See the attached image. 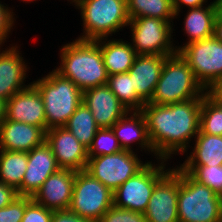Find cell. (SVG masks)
Listing matches in <instances>:
<instances>
[{"label": "cell", "mask_w": 222, "mask_h": 222, "mask_svg": "<svg viewBox=\"0 0 222 222\" xmlns=\"http://www.w3.org/2000/svg\"><path fill=\"white\" fill-rule=\"evenodd\" d=\"M59 50L61 62L54 69L76 84L82 92L107 84L109 75L96 40L74 39L63 44Z\"/></svg>", "instance_id": "cell-2"}, {"label": "cell", "mask_w": 222, "mask_h": 222, "mask_svg": "<svg viewBox=\"0 0 222 222\" xmlns=\"http://www.w3.org/2000/svg\"><path fill=\"white\" fill-rule=\"evenodd\" d=\"M30 196H18L9 205L0 209V222H21Z\"/></svg>", "instance_id": "cell-32"}, {"label": "cell", "mask_w": 222, "mask_h": 222, "mask_svg": "<svg viewBox=\"0 0 222 222\" xmlns=\"http://www.w3.org/2000/svg\"><path fill=\"white\" fill-rule=\"evenodd\" d=\"M203 96L179 103L156 105L145 103L142 113L147 122L149 141L155 154L163 160L183 155L199 133Z\"/></svg>", "instance_id": "cell-1"}, {"label": "cell", "mask_w": 222, "mask_h": 222, "mask_svg": "<svg viewBox=\"0 0 222 222\" xmlns=\"http://www.w3.org/2000/svg\"><path fill=\"white\" fill-rule=\"evenodd\" d=\"M192 148L185 152V161L177 166H220L222 165V136L204 134L199 131ZM195 144V145H194Z\"/></svg>", "instance_id": "cell-23"}, {"label": "cell", "mask_w": 222, "mask_h": 222, "mask_svg": "<svg viewBox=\"0 0 222 222\" xmlns=\"http://www.w3.org/2000/svg\"><path fill=\"white\" fill-rule=\"evenodd\" d=\"M207 91L194 77L189 63L177 52L165 59L149 103L167 105L202 97Z\"/></svg>", "instance_id": "cell-5"}, {"label": "cell", "mask_w": 222, "mask_h": 222, "mask_svg": "<svg viewBox=\"0 0 222 222\" xmlns=\"http://www.w3.org/2000/svg\"><path fill=\"white\" fill-rule=\"evenodd\" d=\"M173 20H161L153 17L130 19V44L136 55L171 56L177 53ZM173 34V35H172ZM175 40V41H174Z\"/></svg>", "instance_id": "cell-7"}, {"label": "cell", "mask_w": 222, "mask_h": 222, "mask_svg": "<svg viewBox=\"0 0 222 222\" xmlns=\"http://www.w3.org/2000/svg\"><path fill=\"white\" fill-rule=\"evenodd\" d=\"M53 211L33 199L27 204L21 222H51Z\"/></svg>", "instance_id": "cell-35"}, {"label": "cell", "mask_w": 222, "mask_h": 222, "mask_svg": "<svg viewBox=\"0 0 222 222\" xmlns=\"http://www.w3.org/2000/svg\"><path fill=\"white\" fill-rule=\"evenodd\" d=\"M3 3L4 1H0V47L5 46L4 44L11 36L10 33L13 32L12 29L13 27L15 28V22L17 20L13 8Z\"/></svg>", "instance_id": "cell-34"}, {"label": "cell", "mask_w": 222, "mask_h": 222, "mask_svg": "<svg viewBox=\"0 0 222 222\" xmlns=\"http://www.w3.org/2000/svg\"><path fill=\"white\" fill-rule=\"evenodd\" d=\"M51 222H93L90 219L80 217L70 210L53 211Z\"/></svg>", "instance_id": "cell-36"}, {"label": "cell", "mask_w": 222, "mask_h": 222, "mask_svg": "<svg viewBox=\"0 0 222 222\" xmlns=\"http://www.w3.org/2000/svg\"><path fill=\"white\" fill-rule=\"evenodd\" d=\"M16 197L18 194L13 187L0 182V209L9 205Z\"/></svg>", "instance_id": "cell-38"}, {"label": "cell", "mask_w": 222, "mask_h": 222, "mask_svg": "<svg viewBox=\"0 0 222 222\" xmlns=\"http://www.w3.org/2000/svg\"><path fill=\"white\" fill-rule=\"evenodd\" d=\"M113 206V192L85 170L76 171L73 193L68 210L98 222Z\"/></svg>", "instance_id": "cell-9"}, {"label": "cell", "mask_w": 222, "mask_h": 222, "mask_svg": "<svg viewBox=\"0 0 222 222\" xmlns=\"http://www.w3.org/2000/svg\"><path fill=\"white\" fill-rule=\"evenodd\" d=\"M179 167H173L156 183L144 216L147 222H179Z\"/></svg>", "instance_id": "cell-12"}, {"label": "cell", "mask_w": 222, "mask_h": 222, "mask_svg": "<svg viewBox=\"0 0 222 222\" xmlns=\"http://www.w3.org/2000/svg\"><path fill=\"white\" fill-rule=\"evenodd\" d=\"M183 18L184 21L182 30L184 35L187 36L186 41L181 45H176L177 52L186 44L201 41L214 35V20L216 17V7L214 1L208 5L188 8Z\"/></svg>", "instance_id": "cell-22"}, {"label": "cell", "mask_w": 222, "mask_h": 222, "mask_svg": "<svg viewBox=\"0 0 222 222\" xmlns=\"http://www.w3.org/2000/svg\"><path fill=\"white\" fill-rule=\"evenodd\" d=\"M178 53L206 91L222 79V42L214 36L184 45Z\"/></svg>", "instance_id": "cell-11"}, {"label": "cell", "mask_w": 222, "mask_h": 222, "mask_svg": "<svg viewBox=\"0 0 222 222\" xmlns=\"http://www.w3.org/2000/svg\"><path fill=\"white\" fill-rule=\"evenodd\" d=\"M101 49L103 62L108 75L126 73L131 68L135 57V50L129 41L120 39L101 38L96 40Z\"/></svg>", "instance_id": "cell-24"}, {"label": "cell", "mask_w": 222, "mask_h": 222, "mask_svg": "<svg viewBox=\"0 0 222 222\" xmlns=\"http://www.w3.org/2000/svg\"><path fill=\"white\" fill-rule=\"evenodd\" d=\"M6 116V101L0 98V124Z\"/></svg>", "instance_id": "cell-41"}, {"label": "cell", "mask_w": 222, "mask_h": 222, "mask_svg": "<svg viewBox=\"0 0 222 222\" xmlns=\"http://www.w3.org/2000/svg\"><path fill=\"white\" fill-rule=\"evenodd\" d=\"M74 7L79 10L83 24V33L76 39L112 38L130 22L126 0H80Z\"/></svg>", "instance_id": "cell-4"}, {"label": "cell", "mask_w": 222, "mask_h": 222, "mask_svg": "<svg viewBox=\"0 0 222 222\" xmlns=\"http://www.w3.org/2000/svg\"><path fill=\"white\" fill-rule=\"evenodd\" d=\"M219 101L222 102V79L219 80L209 91Z\"/></svg>", "instance_id": "cell-40"}, {"label": "cell", "mask_w": 222, "mask_h": 222, "mask_svg": "<svg viewBox=\"0 0 222 222\" xmlns=\"http://www.w3.org/2000/svg\"><path fill=\"white\" fill-rule=\"evenodd\" d=\"M5 119L40 127L46 133L44 103L39 91L32 84L6 101Z\"/></svg>", "instance_id": "cell-15"}, {"label": "cell", "mask_w": 222, "mask_h": 222, "mask_svg": "<svg viewBox=\"0 0 222 222\" xmlns=\"http://www.w3.org/2000/svg\"><path fill=\"white\" fill-rule=\"evenodd\" d=\"M158 163V164H157ZM168 160L157 159L127 179L113 192V205L144 213L156 183L172 168Z\"/></svg>", "instance_id": "cell-8"}, {"label": "cell", "mask_w": 222, "mask_h": 222, "mask_svg": "<svg viewBox=\"0 0 222 222\" xmlns=\"http://www.w3.org/2000/svg\"><path fill=\"white\" fill-rule=\"evenodd\" d=\"M80 0H67V2H70L73 6H75Z\"/></svg>", "instance_id": "cell-43"}, {"label": "cell", "mask_w": 222, "mask_h": 222, "mask_svg": "<svg viewBox=\"0 0 222 222\" xmlns=\"http://www.w3.org/2000/svg\"><path fill=\"white\" fill-rule=\"evenodd\" d=\"M199 131L204 134L222 136V102L209 91L203 95Z\"/></svg>", "instance_id": "cell-29"}, {"label": "cell", "mask_w": 222, "mask_h": 222, "mask_svg": "<svg viewBox=\"0 0 222 222\" xmlns=\"http://www.w3.org/2000/svg\"><path fill=\"white\" fill-rule=\"evenodd\" d=\"M122 148L111 128H99L88 148V157L110 155L121 151Z\"/></svg>", "instance_id": "cell-31"}, {"label": "cell", "mask_w": 222, "mask_h": 222, "mask_svg": "<svg viewBox=\"0 0 222 222\" xmlns=\"http://www.w3.org/2000/svg\"><path fill=\"white\" fill-rule=\"evenodd\" d=\"M179 222H222V196L179 168Z\"/></svg>", "instance_id": "cell-6"}, {"label": "cell", "mask_w": 222, "mask_h": 222, "mask_svg": "<svg viewBox=\"0 0 222 222\" xmlns=\"http://www.w3.org/2000/svg\"><path fill=\"white\" fill-rule=\"evenodd\" d=\"M98 222H147L142 212L112 206Z\"/></svg>", "instance_id": "cell-33"}, {"label": "cell", "mask_w": 222, "mask_h": 222, "mask_svg": "<svg viewBox=\"0 0 222 222\" xmlns=\"http://www.w3.org/2000/svg\"><path fill=\"white\" fill-rule=\"evenodd\" d=\"M15 44L8 47L6 45V48L0 47V98L5 101L31 84H25L30 67L20 51L19 44Z\"/></svg>", "instance_id": "cell-14"}, {"label": "cell", "mask_w": 222, "mask_h": 222, "mask_svg": "<svg viewBox=\"0 0 222 222\" xmlns=\"http://www.w3.org/2000/svg\"><path fill=\"white\" fill-rule=\"evenodd\" d=\"M28 152L0 149V182L17 190L27 169Z\"/></svg>", "instance_id": "cell-25"}, {"label": "cell", "mask_w": 222, "mask_h": 222, "mask_svg": "<svg viewBox=\"0 0 222 222\" xmlns=\"http://www.w3.org/2000/svg\"><path fill=\"white\" fill-rule=\"evenodd\" d=\"M83 103L92 112L99 128H111L129 111L107 85L85 90Z\"/></svg>", "instance_id": "cell-19"}, {"label": "cell", "mask_w": 222, "mask_h": 222, "mask_svg": "<svg viewBox=\"0 0 222 222\" xmlns=\"http://www.w3.org/2000/svg\"><path fill=\"white\" fill-rule=\"evenodd\" d=\"M138 154L121 150L110 155L88 157L85 171L114 192L149 163L148 160H141Z\"/></svg>", "instance_id": "cell-10"}, {"label": "cell", "mask_w": 222, "mask_h": 222, "mask_svg": "<svg viewBox=\"0 0 222 222\" xmlns=\"http://www.w3.org/2000/svg\"><path fill=\"white\" fill-rule=\"evenodd\" d=\"M129 19L153 17L161 20H173L175 11L173 0H126Z\"/></svg>", "instance_id": "cell-27"}, {"label": "cell", "mask_w": 222, "mask_h": 222, "mask_svg": "<svg viewBox=\"0 0 222 222\" xmlns=\"http://www.w3.org/2000/svg\"><path fill=\"white\" fill-rule=\"evenodd\" d=\"M45 134L40 127L4 119L0 124V149L29 152L45 141Z\"/></svg>", "instance_id": "cell-21"}, {"label": "cell", "mask_w": 222, "mask_h": 222, "mask_svg": "<svg viewBox=\"0 0 222 222\" xmlns=\"http://www.w3.org/2000/svg\"><path fill=\"white\" fill-rule=\"evenodd\" d=\"M216 7V14L222 17V0H213Z\"/></svg>", "instance_id": "cell-42"}, {"label": "cell", "mask_w": 222, "mask_h": 222, "mask_svg": "<svg viewBox=\"0 0 222 222\" xmlns=\"http://www.w3.org/2000/svg\"><path fill=\"white\" fill-rule=\"evenodd\" d=\"M64 127L87 149L91 146L93 138L99 129L92 112L83 102L71 115Z\"/></svg>", "instance_id": "cell-26"}, {"label": "cell", "mask_w": 222, "mask_h": 222, "mask_svg": "<svg viewBox=\"0 0 222 222\" xmlns=\"http://www.w3.org/2000/svg\"><path fill=\"white\" fill-rule=\"evenodd\" d=\"M75 177L76 171L60 168L44 181L32 199L52 211L68 210Z\"/></svg>", "instance_id": "cell-17"}, {"label": "cell", "mask_w": 222, "mask_h": 222, "mask_svg": "<svg viewBox=\"0 0 222 222\" xmlns=\"http://www.w3.org/2000/svg\"><path fill=\"white\" fill-rule=\"evenodd\" d=\"M45 141L62 169L83 171L88 161V149L65 127H54L46 131Z\"/></svg>", "instance_id": "cell-13"}, {"label": "cell", "mask_w": 222, "mask_h": 222, "mask_svg": "<svg viewBox=\"0 0 222 222\" xmlns=\"http://www.w3.org/2000/svg\"><path fill=\"white\" fill-rule=\"evenodd\" d=\"M167 57L162 55H137L128 71L137 95L145 103L151 100Z\"/></svg>", "instance_id": "cell-20"}, {"label": "cell", "mask_w": 222, "mask_h": 222, "mask_svg": "<svg viewBox=\"0 0 222 222\" xmlns=\"http://www.w3.org/2000/svg\"><path fill=\"white\" fill-rule=\"evenodd\" d=\"M122 150L151 154L155 161L160 159L154 152L147 132V122L142 111H128L112 127ZM136 142V143H135ZM134 143V144H133ZM137 144V145H136ZM136 145V150L133 148ZM135 150V151H134Z\"/></svg>", "instance_id": "cell-18"}, {"label": "cell", "mask_w": 222, "mask_h": 222, "mask_svg": "<svg viewBox=\"0 0 222 222\" xmlns=\"http://www.w3.org/2000/svg\"><path fill=\"white\" fill-rule=\"evenodd\" d=\"M217 40L222 42V17L216 15L214 20V35Z\"/></svg>", "instance_id": "cell-39"}, {"label": "cell", "mask_w": 222, "mask_h": 222, "mask_svg": "<svg viewBox=\"0 0 222 222\" xmlns=\"http://www.w3.org/2000/svg\"><path fill=\"white\" fill-rule=\"evenodd\" d=\"M31 84L39 91L46 116L47 130L64 127L83 102V92L71 80L55 69Z\"/></svg>", "instance_id": "cell-3"}, {"label": "cell", "mask_w": 222, "mask_h": 222, "mask_svg": "<svg viewBox=\"0 0 222 222\" xmlns=\"http://www.w3.org/2000/svg\"><path fill=\"white\" fill-rule=\"evenodd\" d=\"M208 4V0H173V8L175 11V19L180 18V12L183 7L185 8H194V7H200Z\"/></svg>", "instance_id": "cell-37"}, {"label": "cell", "mask_w": 222, "mask_h": 222, "mask_svg": "<svg viewBox=\"0 0 222 222\" xmlns=\"http://www.w3.org/2000/svg\"><path fill=\"white\" fill-rule=\"evenodd\" d=\"M106 85L129 111L142 110L145 102L137 95L128 72L109 75Z\"/></svg>", "instance_id": "cell-28"}, {"label": "cell", "mask_w": 222, "mask_h": 222, "mask_svg": "<svg viewBox=\"0 0 222 222\" xmlns=\"http://www.w3.org/2000/svg\"><path fill=\"white\" fill-rule=\"evenodd\" d=\"M198 183L207 185L222 196V165L220 166H178Z\"/></svg>", "instance_id": "cell-30"}, {"label": "cell", "mask_w": 222, "mask_h": 222, "mask_svg": "<svg viewBox=\"0 0 222 222\" xmlns=\"http://www.w3.org/2000/svg\"><path fill=\"white\" fill-rule=\"evenodd\" d=\"M19 1H20V0H19ZM21 1H22L23 3L26 2V3H28V4H29V2H30V4H31V2L33 3V1L36 2V0H21Z\"/></svg>", "instance_id": "cell-44"}, {"label": "cell", "mask_w": 222, "mask_h": 222, "mask_svg": "<svg viewBox=\"0 0 222 222\" xmlns=\"http://www.w3.org/2000/svg\"><path fill=\"white\" fill-rule=\"evenodd\" d=\"M60 167L49 145L44 141L28 152L27 169L21 186L16 190L18 196L32 197L44 181Z\"/></svg>", "instance_id": "cell-16"}]
</instances>
